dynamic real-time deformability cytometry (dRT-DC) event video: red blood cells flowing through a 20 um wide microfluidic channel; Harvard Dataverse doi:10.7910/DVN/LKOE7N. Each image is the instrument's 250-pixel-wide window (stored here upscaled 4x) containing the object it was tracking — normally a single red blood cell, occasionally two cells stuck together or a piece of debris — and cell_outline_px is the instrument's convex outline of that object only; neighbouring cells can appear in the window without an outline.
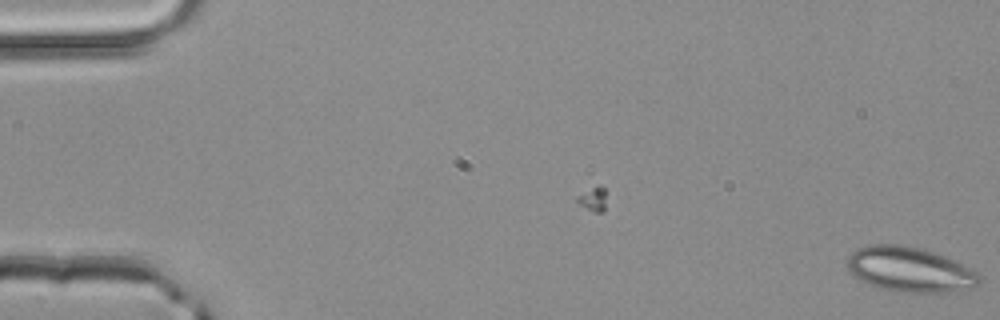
{"species": "common noctule bat (a hibernating species)", "species_latin": "Nyctalus noctula", "temperature_condition": "room temperature", "stored_images_in_passage": 44, "camera_frame_rate_fps": 3000, "um_per_image_px": 0.085, "animal": {"sex": "male", "body_mass_g": 20.4}, "frame": {"image": 1, "passage_image": 1, "time_ms": 0.0, "image_size_px": [1000, 320], "cell_outline_px": [[984, 280], [980, 284], [972, 288], [948, 292], [900, 292], [880, 288], [860, 280], [848, 268], [848, 256], [856, 248], [868, 244], [904, 244], [920, 248], [944, 256], [972, 268], [984, 276]], "centroid_in_image_um": [77.4, 22.9], "position_along_channel_um": 7.6, "area_um2": 34.85}}
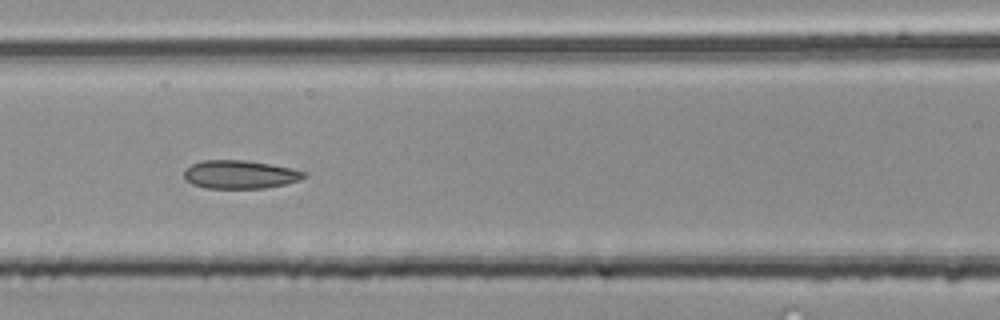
{"frame": {"image": 2, "passage_image": 23, "time_ms": 7.333, "image_size_px": [1000, 320], "cell_outline_px": [[308, 176], [300, 180], [284, 184], [264, 188], [204, 188], [192, 184], [184, 180], [184, 168], [192, 164], [204, 160], [244, 160], [272, 164], [292, 168], [304, 172]], "centroid_in_image_um": [20.37, 14.83], "position_along_channel_um": 146.2, "area_um2": 19.94}}
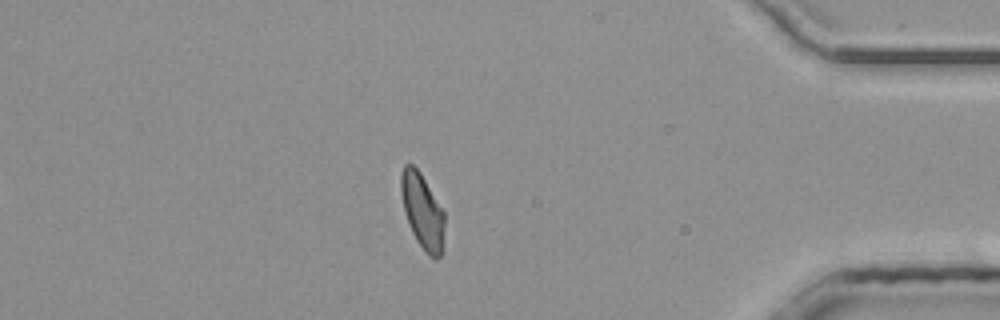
{"frame": {"image": 3, "passage_image": 44, "time_ms": 14.333, "image_size_px": [1000, 320], "cell_outline_px": [[444, 224], [440, 256], [436, 260], [432, 260], [428, 256], [416, 240], [412, 232], [404, 208], [400, 192], [400, 176], [404, 164], [412, 164], [420, 172], [444, 212]], "centroid_in_image_um": [35.89, 17.95], "position_along_channel_um": 399.3, "area_um2": 18.79}, "authors_computed_cell_mechanics": {"area_um2": 20.2011, "velocity_mm_per_s": 4.1699, "shape_relaxation_time_tau1_ms": null, "shape_relaxation_time_tau2_ms": 2.2307, "deformation_change_tau1": null, "deformation_change_tau2": 0.0701}}